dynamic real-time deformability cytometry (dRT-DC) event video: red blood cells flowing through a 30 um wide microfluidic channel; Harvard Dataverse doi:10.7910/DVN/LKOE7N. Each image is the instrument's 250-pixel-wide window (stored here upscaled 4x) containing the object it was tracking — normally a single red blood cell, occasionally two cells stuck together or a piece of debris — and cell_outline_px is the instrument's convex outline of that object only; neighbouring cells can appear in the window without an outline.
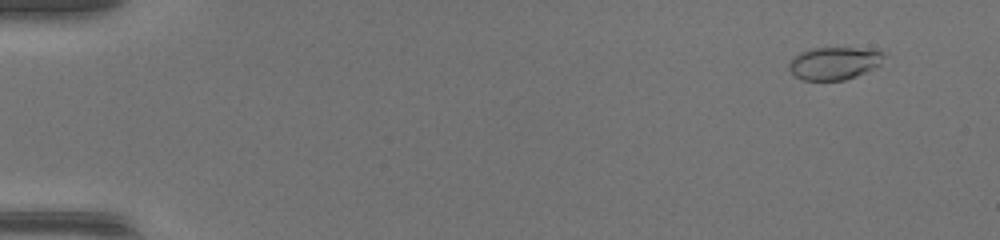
{"species": "common noctule bat (a hibernating species)", "species_latin": "Nyctalus noctula", "temperature_condition": "warm", "stored_images_in_passage": 48, "camera_frame_rate_fps": 3000, "um_per_image_px": 0.085, "animal": {"sex": "female", "body_mass_g": 17.0, "forearm_length_mm": 48.0}, "frame": {"image": 1, "passage_image": 4, "time_ms": 1.0, "image_size_px": [1000, 240], "cell_outline_px": [[884, 56], [880, 64], [856, 76], [844, 80], [804, 80], [796, 76], [788, 68], [788, 64], [800, 52], [816, 48], [856, 48], [880, 52]], "centroid_in_image_um": [70.87, 5.39], "position_along_channel_um": 14.1, "area_um2": 17.51}}
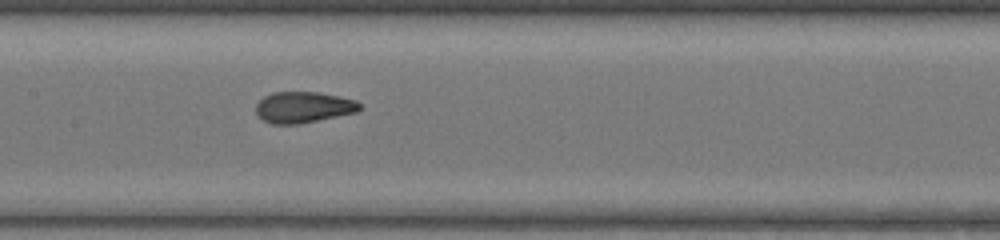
{"frame": {"image": 2, "passage_image": 25, "time_ms": 8.0, "image_size_px": [1000, 240], "cell_outline_px": [[360, 108], [356, 112], [300, 124], [272, 124], [256, 116], [256, 104], [264, 96], [272, 92], [320, 92], [340, 96], [356, 100], [360, 104]], "centroid_in_image_um": [25.76, 9.11], "position_along_channel_um": 181.6, "area_um2": 18.9}}
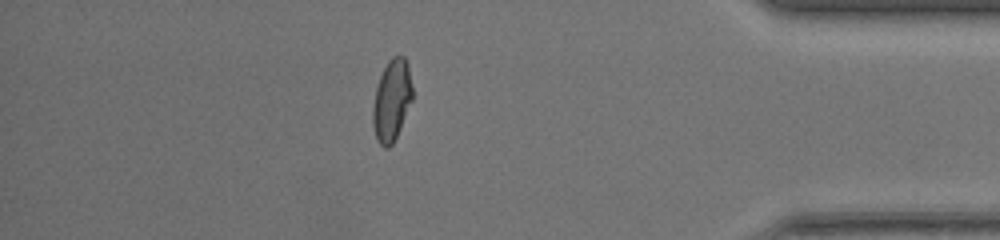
{"frame": {"image": 3, "passage_image": 42, "time_ms": 13.667, "image_size_px": [1000, 240], "cell_outline_px": [[412, 100], [396, 136], [392, 144], [388, 148], [384, 148], [380, 144], [376, 136], [372, 124], [372, 108], [376, 88], [380, 76], [388, 60], [392, 56], [404, 56], [408, 64], [412, 88]], "centroid_in_image_um": [33.29, 8.51], "position_along_channel_um": 401.9, "area_um2": 18.61}}